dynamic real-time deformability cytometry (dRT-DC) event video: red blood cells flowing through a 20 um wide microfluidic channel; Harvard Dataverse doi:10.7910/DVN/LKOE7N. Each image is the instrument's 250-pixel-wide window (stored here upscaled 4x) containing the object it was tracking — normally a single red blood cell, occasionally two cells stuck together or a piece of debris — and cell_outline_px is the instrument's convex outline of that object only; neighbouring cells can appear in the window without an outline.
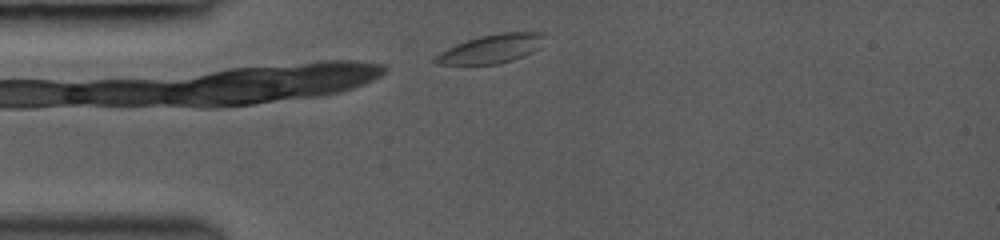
{"species": "common noctule bat (a hibernating species)", "species_latin": "Nyctalus noctula", "temperature_condition": "room temperature", "stored_images_in_passage": 2, "camera_frame_rate_fps": 3000, "um_per_image_px": 0.085, "animal": {"sex": "female", "body_mass_g": 19.0, "forearm_length_mm": 53.3}, "frame": {"image": 1, "passage_image": 1, "time_ms": 0.0, "image_size_px": [1000, 240], "cell_outline_px": [[544, 36], [540, 48], [524, 56], [500, 64], [436, 64], [432, 60], [432, 56], [456, 44], [480, 36], [500, 32], [544, 32]], "centroid_in_image_um": [41.76, 4.15], "position_along_channel_um": 43.2, "area_um2": 18.32}}